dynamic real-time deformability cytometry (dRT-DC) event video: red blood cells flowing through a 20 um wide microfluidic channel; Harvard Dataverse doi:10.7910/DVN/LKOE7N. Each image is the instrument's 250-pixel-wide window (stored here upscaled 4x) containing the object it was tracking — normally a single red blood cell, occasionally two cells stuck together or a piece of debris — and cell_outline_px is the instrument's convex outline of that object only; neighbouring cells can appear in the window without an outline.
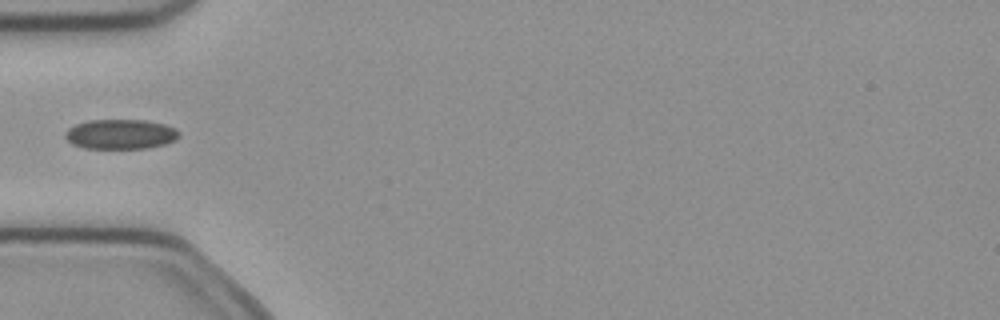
{"species": "common noctule bat (a hibernating species)", "species_latin": "Nyctalus noctula", "temperature_condition": "cold", "stored_images_in_passage": 3, "camera_frame_rate_fps": 3000, "um_per_image_px": 0.085, "animal": {"sex": "female", "body_mass_g": 21.9}, "frame": {"image": 1, "passage_image": 3, "time_ms": 0.667, "image_size_px": [1000, 320], "cell_outline_px": [[180, 136], [176, 140], [164, 144], [148, 148], [84, 148], [72, 144], [64, 136], [64, 132], [68, 128], [76, 124], [88, 120], [144, 120], [164, 124], [176, 128], [180, 132]], "centroid_in_image_um": [10.25, 11.4], "position_along_channel_um": 74.7, "area_um2": 19.88}}